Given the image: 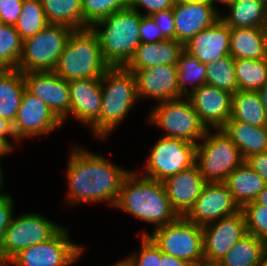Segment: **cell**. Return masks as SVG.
Returning <instances> with one entry per match:
<instances>
[{"instance_id":"6da1fadb","label":"cell","mask_w":267,"mask_h":266,"mask_svg":"<svg viewBox=\"0 0 267 266\" xmlns=\"http://www.w3.org/2000/svg\"><path fill=\"white\" fill-rule=\"evenodd\" d=\"M70 152L66 171L68 204L106 202L113 208L130 171L81 146L74 145Z\"/></svg>"},{"instance_id":"7a4b0ae2","label":"cell","mask_w":267,"mask_h":266,"mask_svg":"<svg viewBox=\"0 0 267 266\" xmlns=\"http://www.w3.org/2000/svg\"><path fill=\"white\" fill-rule=\"evenodd\" d=\"M114 208L148 224H154L152 230L179 217L171 206L163 182L131 171L123 179Z\"/></svg>"},{"instance_id":"3957f363","label":"cell","mask_w":267,"mask_h":266,"mask_svg":"<svg viewBox=\"0 0 267 266\" xmlns=\"http://www.w3.org/2000/svg\"><path fill=\"white\" fill-rule=\"evenodd\" d=\"M102 103L99 120L90 128L97 139H105L138 103L136 80L126 67H109L101 77Z\"/></svg>"},{"instance_id":"277c9868","label":"cell","mask_w":267,"mask_h":266,"mask_svg":"<svg viewBox=\"0 0 267 266\" xmlns=\"http://www.w3.org/2000/svg\"><path fill=\"white\" fill-rule=\"evenodd\" d=\"M140 22L141 13L128 7L113 12L91 26L110 67H125L132 59L141 43Z\"/></svg>"},{"instance_id":"5b68a950","label":"cell","mask_w":267,"mask_h":266,"mask_svg":"<svg viewBox=\"0 0 267 266\" xmlns=\"http://www.w3.org/2000/svg\"><path fill=\"white\" fill-rule=\"evenodd\" d=\"M109 67L96 33L87 27L73 30L53 71L70 81L101 78Z\"/></svg>"},{"instance_id":"8992f818","label":"cell","mask_w":267,"mask_h":266,"mask_svg":"<svg viewBox=\"0 0 267 266\" xmlns=\"http://www.w3.org/2000/svg\"><path fill=\"white\" fill-rule=\"evenodd\" d=\"M208 129L196 147V162L206 182H224L245 160L222 128ZM202 141V142H201Z\"/></svg>"},{"instance_id":"52a82bcc","label":"cell","mask_w":267,"mask_h":266,"mask_svg":"<svg viewBox=\"0 0 267 266\" xmlns=\"http://www.w3.org/2000/svg\"><path fill=\"white\" fill-rule=\"evenodd\" d=\"M164 253L189 262L192 266H205L203 253V229L186 217L179 216L173 222L155 228L152 233L143 232Z\"/></svg>"},{"instance_id":"ba28073f","label":"cell","mask_w":267,"mask_h":266,"mask_svg":"<svg viewBox=\"0 0 267 266\" xmlns=\"http://www.w3.org/2000/svg\"><path fill=\"white\" fill-rule=\"evenodd\" d=\"M149 113L147 123L165 130L163 137L198 144L208 130L187 96L157 102Z\"/></svg>"},{"instance_id":"9c48e42d","label":"cell","mask_w":267,"mask_h":266,"mask_svg":"<svg viewBox=\"0 0 267 266\" xmlns=\"http://www.w3.org/2000/svg\"><path fill=\"white\" fill-rule=\"evenodd\" d=\"M73 30L61 24H48L42 31L24 39L17 69L23 73L53 71Z\"/></svg>"},{"instance_id":"30bf717a","label":"cell","mask_w":267,"mask_h":266,"mask_svg":"<svg viewBox=\"0 0 267 266\" xmlns=\"http://www.w3.org/2000/svg\"><path fill=\"white\" fill-rule=\"evenodd\" d=\"M197 144L177 138L161 137L152 147L141 175L163 182L196 162Z\"/></svg>"},{"instance_id":"8fae6325","label":"cell","mask_w":267,"mask_h":266,"mask_svg":"<svg viewBox=\"0 0 267 266\" xmlns=\"http://www.w3.org/2000/svg\"><path fill=\"white\" fill-rule=\"evenodd\" d=\"M62 227L35 212L13 216L5 232L0 257L7 264L21 250L49 240Z\"/></svg>"},{"instance_id":"7c38bea8","label":"cell","mask_w":267,"mask_h":266,"mask_svg":"<svg viewBox=\"0 0 267 266\" xmlns=\"http://www.w3.org/2000/svg\"><path fill=\"white\" fill-rule=\"evenodd\" d=\"M69 229L62 227L49 240L21 250L7 266H70L82 256L84 247L69 237Z\"/></svg>"},{"instance_id":"4fadbf2b","label":"cell","mask_w":267,"mask_h":266,"mask_svg":"<svg viewBox=\"0 0 267 266\" xmlns=\"http://www.w3.org/2000/svg\"><path fill=\"white\" fill-rule=\"evenodd\" d=\"M63 121L50 109V107L37 96L24 90L20 107L15 121L12 124L13 132L18 143L21 139L50 135Z\"/></svg>"},{"instance_id":"5bb4252c","label":"cell","mask_w":267,"mask_h":266,"mask_svg":"<svg viewBox=\"0 0 267 266\" xmlns=\"http://www.w3.org/2000/svg\"><path fill=\"white\" fill-rule=\"evenodd\" d=\"M202 229L205 266L218 263L228 250L247 234L246 219L242 210Z\"/></svg>"},{"instance_id":"9a60e30c","label":"cell","mask_w":267,"mask_h":266,"mask_svg":"<svg viewBox=\"0 0 267 266\" xmlns=\"http://www.w3.org/2000/svg\"><path fill=\"white\" fill-rule=\"evenodd\" d=\"M241 208L223 182H207L193 208L185 216L200 227L239 212Z\"/></svg>"},{"instance_id":"2e32d148","label":"cell","mask_w":267,"mask_h":266,"mask_svg":"<svg viewBox=\"0 0 267 266\" xmlns=\"http://www.w3.org/2000/svg\"><path fill=\"white\" fill-rule=\"evenodd\" d=\"M26 89L63 120L70 112L69 83L54 71L23 73Z\"/></svg>"},{"instance_id":"e0dca14e","label":"cell","mask_w":267,"mask_h":266,"mask_svg":"<svg viewBox=\"0 0 267 266\" xmlns=\"http://www.w3.org/2000/svg\"><path fill=\"white\" fill-rule=\"evenodd\" d=\"M187 98L208 129L222 128L231 117L232 94L226 90L204 84Z\"/></svg>"},{"instance_id":"ac0fdd59","label":"cell","mask_w":267,"mask_h":266,"mask_svg":"<svg viewBox=\"0 0 267 266\" xmlns=\"http://www.w3.org/2000/svg\"><path fill=\"white\" fill-rule=\"evenodd\" d=\"M70 112L62 120L72 116L75 120L92 127L100 118L102 103L101 78L75 79L68 81Z\"/></svg>"},{"instance_id":"d6986e66","label":"cell","mask_w":267,"mask_h":266,"mask_svg":"<svg viewBox=\"0 0 267 266\" xmlns=\"http://www.w3.org/2000/svg\"><path fill=\"white\" fill-rule=\"evenodd\" d=\"M132 71L140 99L153 98L156 102L183 97L177 86V66L158 65Z\"/></svg>"},{"instance_id":"ffe728a7","label":"cell","mask_w":267,"mask_h":266,"mask_svg":"<svg viewBox=\"0 0 267 266\" xmlns=\"http://www.w3.org/2000/svg\"><path fill=\"white\" fill-rule=\"evenodd\" d=\"M172 9L176 40L183 45L200 31L214 25L221 12L207 1L175 3Z\"/></svg>"},{"instance_id":"44dd1931","label":"cell","mask_w":267,"mask_h":266,"mask_svg":"<svg viewBox=\"0 0 267 266\" xmlns=\"http://www.w3.org/2000/svg\"><path fill=\"white\" fill-rule=\"evenodd\" d=\"M206 183L196 164L163 181L171 206L178 216L185 217L190 212Z\"/></svg>"},{"instance_id":"7402d4cb","label":"cell","mask_w":267,"mask_h":266,"mask_svg":"<svg viewBox=\"0 0 267 266\" xmlns=\"http://www.w3.org/2000/svg\"><path fill=\"white\" fill-rule=\"evenodd\" d=\"M231 28L219 19L184 44V50L207 64L229 55Z\"/></svg>"},{"instance_id":"603a6c76","label":"cell","mask_w":267,"mask_h":266,"mask_svg":"<svg viewBox=\"0 0 267 266\" xmlns=\"http://www.w3.org/2000/svg\"><path fill=\"white\" fill-rule=\"evenodd\" d=\"M183 50L184 45L173 39L140 43L125 67L128 70H139L158 65H176Z\"/></svg>"},{"instance_id":"cb8c5ba5","label":"cell","mask_w":267,"mask_h":266,"mask_svg":"<svg viewBox=\"0 0 267 266\" xmlns=\"http://www.w3.org/2000/svg\"><path fill=\"white\" fill-rule=\"evenodd\" d=\"M229 55L234 60L267 58V27L231 28Z\"/></svg>"},{"instance_id":"d4e9b609","label":"cell","mask_w":267,"mask_h":266,"mask_svg":"<svg viewBox=\"0 0 267 266\" xmlns=\"http://www.w3.org/2000/svg\"><path fill=\"white\" fill-rule=\"evenodd\" d=\"M222 129L238 147L244 160L248 156L267 152V126L228 120Z\"/></svg>"},{"instance_id":"484cf974","label":"cell","mask_w":267,"mask_h":266,"mask_svg":"<svg viewBox=\"0 0 267 266\" xmlns=\"http://www.w3.org/2000/svg\"><path fill=\"white\" fill-rule=\"evenodd\" d=\"M223 183L241 209L246 204L253 202L266 186L259 174L245 162L235 168Z\"/></svg>"},{"instance_id":"4316f807","label":"cell","mask_w":267,"mask_h":266,"mask_svg":"<svg viewBox=\"0 0 267 266\" xmlns=\"http://www.w3.org/2000/svg\"><path fill=\"white\" fill-rule=\"evenodd\" d=\"M220 19L230 28L267 27V7L258 0H230Z\"/></svg>"},{"instance_id":"83f0119b","label":"cell","mask_w":267,"mask_h":266,"mask_svg":"<svg viewBox=\"0 0 267 266\" xmlns=\"http://www.w3.org/2000/svg\"><path fill=\"white\" fill-rule=\"evenodd\" d=\"M25 89L23 72L0 69V117L13 124Z\"/></svg>"},{"instance_id":"f1b7e54d","label":"cell","mask_w":267,"mask_h":266,"mask_svg":"<svg viewBox=\"0 0 267 266\" xmlns=\"http://www.w3.org/2000/svg\"><path fill=\"white\" fill-rule=\"evenodd\" d=\"M267 244L246 234L217 263L219 266H263Z\"/></svg>"},{"instance_id":"f546056e","label":"cell","mask_w":267,"mask_h":266,"mask_svg":"<svg viewBox=\"0 0 267 266\" xmlns=\"http://www.w3.org/2000/svg\"><path fill=\"white\" fill-rule=\"evenodd\" d=\"M250 125L267 126V112L258 91H237L232 94L231 117Z\"/></svg>"},{"instance_id":"4dcf8cb0","label":"cell","mask_w":267,"mask_h":266,"mask_svg":"<svg viewBox=\"0 0 267 266\" xmlns=\"http://www.w3.org/2000/svg\"><path fill=\"white\" fill-rule=\"evenodd\" d=\"M49 24L82 29V0H41Z\"/></svg>"},{"instance_id":"1f68e13d","label":"cell","mask_w":267,"mask_h":266,"mask_svg":"<svg viewBox=\"0 0 267 266\" xmlns=\"http://www.w3.org/2000/svg\"><path fill=\"white\" fill-rule=\"evenodd\" d=\"M176 66L177 86L183 96H188L193 90L206 84V64L201 63L185 50L181 52Z\"/></svg>"},{"instance_id":"d6a6232c","label":"cell","mask_w":267,"mask_h":266,"mask_svg":"<svg viewBox=\"0 0 267 266\" xmlns=\"http://www.w3.org/2000/svg\"><path fill=\"white\" fill-rule=\"evenodd\" d=\"M235 75L239 91H258L267 82V58L235 59Z\"/></svg>"},{"instance_id":"836d02e7","label":"cell","mask_w":267,"mask_h":266,"mask_svg":"<svg viewBox=\"0 0 267 266\" xmlns=\"http://www.w3.org/2000/svg\"><path fill=\"white\" fill-rule=\"evenodd\" d=\"M206 69V84L226 90L231 94H235L238 91L235 75V60L230 55L207 63Z\"/></svg>"},{"instance_id":"e575fe53","label":"cell","mask_w":267,"mask_h":266,"mask_svg":"<svg viewBox=\"0 0 267 266\" xmlns=\"http://www.w3.org/2000/svg\"><path fill=\"white\" fill-rule=\"evenodd\" d=\"M41 0H24L16 31L24 40L42 31L48 25Z\"/></svg>"},{"instance_id":"d590c367","label":"cell","mask_w":267,"mask_h":266,"mask_svg":"<svg viewBox=\"0 0 267 266\" xmlns=\"http://www.w3.org/2000/svg\"><path fill=\"white\" fill-rule=\"evenodd\" d=\"M23 39L15 26L0 24V69H16L22 56Z\"/></svg>"},{"instance_id":"8d00e7d4","label":"cell","mask_w":267,"mask_h":266,"mask_svg":"<svg viewBox=\"0 0 267 266\" xmlns=\"http://www.w3.org/2000/svg\"><path fill=\"white\" fill-rule=\"evenodd\" d=\"M128 7L129 0H82V29Z\"/></svg>"},{"instance_id":"74e56055","label":"cell","mask_w":267,"mask_h":266,"mask_svg":"<svg viewBox=\"0 0 267 266\" xmlns=\"http://www.w3.org/2000/svg\"><path fill=\"white\" fill-rule=\"evenodd\" d=\"M246 219V232L267 244V207L255 201L241 209Z\"/></svg>"},{"instance_id":"f35d334b","label":"cell","mask_w":267,"mask_h":266,"mask_svg":"<svg viewBox=\"0 0 267 266\" xmlns=\"http://www.w3.org/2000/svg\"><path fill=\"white\" fill-rule=\"evenodd\" d=\"M140 251L127 257L132 266H161V250L148 236H141Z\"/></svg>"},{"instance_id":"ab89813d","label":"cell","mask_w":267,"mask_h":266,"mask_svg":"<svg viewBox=\"0 0 267 266\" xmlns=\"http://www.w3.org/2000/svg\"><path fill=\"white\" fill-rule=\"evenodd\" d=\"M151 17L166 39L176 40V30L172 8L155 12L151 15Z\"/></svg>"},{"instance_id":"60d3db41","label":"cell","mask_w":267,"mask_h":266,"mask_svg":"<svg viewBox=\"0 0 267 266\" xmlns=\"http://www.w3.org/2000/svg\"><path fill=\"white\" fill-rule=\"evenodd\" d=\"M139 26L141 43H155L166 40L151 16H143Z\"/></svg>"},{"instance_id":"b9f144b4","label":"cell","mask_w":267,"mask_h":266,"mask_svg":"<svg viewBox=\"0 0 267 266\" xmlns=\"http://www.w3.org/2000/svg\"><path fill=\"white\" fill-rule=\"evenodd\" d=\"M24 0H0V20L2 24L15 26L21 14Z\"/></svg>"},{"instance_id":"7bdbcfd3","label":"cell","mask_w":267,"mask_h":266,"mask_svg":"<svg viewBox=\"0 0 267 266\" xmlns=\"http://www.w3.org/2000/svg\"><path fill=\"white\" fill-rule=\"evenodd\" d=\"M174 4V0H129V8L139 13H141L142 8L147 11V13L142 14L143 16H151L155 12L173 8Z\"/></svg>"},{"instance_id":"ee69618b","label":"cell","mask_w":267,"mask_h":266,"mask_svg":"<svg viewBox=\"0 0 267 266\" xmlns=\"http://www.w3.org/2000/svg\"><path fill=\"white\" fill-rule=\"evenodd\" d=\"M14 201L8 193L0 197V248L8 228L14 216Z\"/></svg>"},{"instance_id":"f6af8a7d","label":"cell","mask_w":267,"mask_h":266,"mask_svg":"<svg viewBox=\"0 0 267 266\" xmlns=\"http://www.w3.org/2000/svg\"><path fill=\"white\" fill-rule=\"evenodd\" d=\"M244 162L257 172L267 185V152L248 156Z\"/></svg>"},{"instance_id":"bcb514c9","label":"cell","mask_w":267,"mask_h":266,"mask_svg":"<svg viewBox=\"0 0 267 266\" xmlns=\"http://www.w3.org/2000/svg\"><path fill=\"white\" fill-rule=\"evenodd\" d=\"M0 136H3L8 142H10L8 137L13 138L16 143L18 142L13 132L12 123L3 117H0Z\"/></svg>"},{"instance_id":"7dc6e473","label":"cell","mask_w":267,"mask_h":266,"mask_svg":"<svg viewBox=\"0 0 267 266\" xmlns=\"http://www.w3.org/2000/svg\"><path fill=\"white\" fill-rule=\"evenodd\" d=\"M161 266H192L189 262L161 251Z\"/></svg>"},{"instance_id":"c3c4849f","label":"cell","mask_w":267,"mask_h":266,"mask_svg":"<svg viewBox=\"0 0 267 266\" xmlns=\"http://www.w3.org/2000/svg\"><path fill=\"white\" fill-rule=\"evenodd\" d=\"M12 143L13 142H8L3 136H0V158L13 153L15 147Z\"/></svg>"},{"instance_id":"681fc988","label":"cell","mask_w":267,"mask_h":266,"mask_svg":"<svg viewBox=\"0 0 267 266\" xmlns=\"http://www.w3.org/2000/svg\"><path fill=\"white\" fill-rule=\"evenodd\" d=\"M258 93L260 100L265 107V111L267 112V82L258 90Z\"/></svg>"},{"instance_id":"f907efd6","label":"cell","mask_w":267,"mask_h":266,"mask_svg":"<svg viewBox=\"0 0 267 266\" xmlns=\"http://www.w3.org/2000/svg\"><path fill=\"white\" fill-rule=\"evenodd\" d=\"M254 201L257 204H261L267 207V185L265 186L264 190L258 194L257 198Z\"/></svg>"},{"instance_id":"816d5d0a","label":"cell","mask_w":267,"mask_h":266,"mask_svg":"<svg viewBox=\"0 0 267 266\" xmlns=\"http://www.w3.org/2000/svg\"><path fill=\"white\" fill-rule=\"evenodd\" d=\"M109 266H132V265L127 258H124V259L120 260L119 262H116L114 265L112 264Z\"/></svg>"},{"instance_id":"f5cc1de1","label":"cell","mask_w":267,"mask_h":266,"mask_svg":"<svg viewBox=\"0 0 267 266\" xmlns=\"http://www.w3.org/2000/svg\"><path fill=\"white\" fill-rule=\"evenodd\" d=\"M208 3H210L213 7H215L216 2L218 1V3H222L223 5H227L229 3L230 0H206Z\"/></svg>"},{"instance_id":"db71d44e","label":"cell","mask_w":267,"mask_h":266,"mask_svg":"<svg viewBox=\"0 0 267 266\" xmlns=\"http://www.w3.org/2000/svg\"><path fill=\"white\" fill-rule=\"evenodd\" d=\"M0 163H1V162H0ZM3 177H4V176H3V172H2V169H1V165H0V197H2L3 195L7 194V193H4V192H3V193L1 192V189H2L3 184H4V183H3V182H4V181H3V179H4Z\"/></svg>"},{"instance_id":"11a10c76","label":"cell","mask_w":267,"mask_h":266,"mask_svg":"<svg viewBox=\"0 0 267 266\" xmlns=\"http://www.w3.org/2000/svg\"><path fill=\"white\" fill-rule=\"evenodd\" d=\"M196 1H206V0H174L175 3H191Z\"/></svg>"},{"instance_id":"9f6ffc18","label":"cell","mask_w":267,"mask_h":266,"mask_svg":"<svg viewBox=\"0 0 267 266\" xmlns=\"http://www.w3.org/2000/svg\"><path fill=\"white\" fill-rule=\"evenodd\" d=\"M263 266H267V249H266V252H265V258H264Z\"/></svg>"},{"instance_id":"6f0895ef","label":"cell","mask_w":267,"mask_h":266,"mask_svg":"<svg viewBox=\"0 0 267 266\" xmlns=\"http://www.w3.org/2000/svg\"><path fill=\"white\" fill-rule=\"evenodd\" d=\"M0 266H7V264L2 260L1 257H0Z\"/></svg>"},{"instance_id":"680465c9","label":"cell","mask_w":267,"mask_h":266,"mask_svg":"<svg viewBox=\"0 0 267 266\" xmlns=\"http://www.w3.org/2000/svg\"><path fill=\"white\" fill-rule=\"evenodd\" d=\"M259 2H262L267 7V0H258Z\"/></svg>"},{"instance_id":"91938a15","label":"cell","mask_w":267,"mask_h":266,"mask_svg":"<svg viewBox=\"0 0 267 266\" xmlns=\"http://www.w3.org/2000/svg\"><path fill=\"white\" fill-rule=\"evenodd\" d=\"M209 266H219V265L217 263H215V264H211Z\"/></svg>"}]
</instances>
